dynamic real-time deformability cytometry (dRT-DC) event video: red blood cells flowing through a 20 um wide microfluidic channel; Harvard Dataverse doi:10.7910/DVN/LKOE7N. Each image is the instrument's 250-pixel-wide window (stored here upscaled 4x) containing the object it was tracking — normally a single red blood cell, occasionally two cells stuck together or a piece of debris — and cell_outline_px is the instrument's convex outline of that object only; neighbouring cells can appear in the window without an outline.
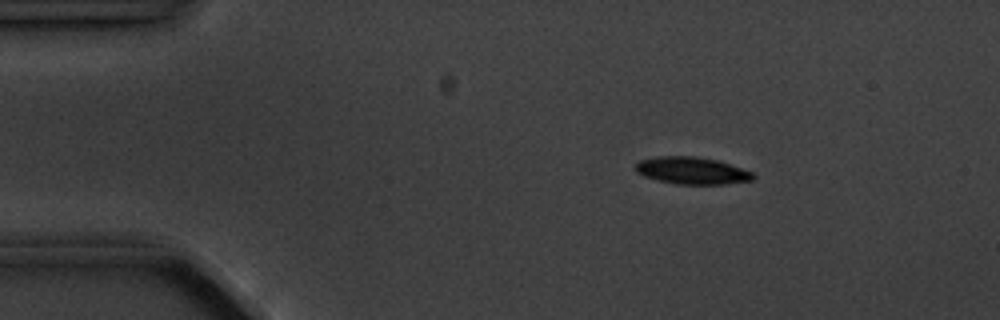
{"species": "common noctule bat (a hibernating species)", "species_latin": "Nyctalus noctula", "temperature_condition": "cold", "stored_images_in_passage": 3, "camera_frame_rate_fps": 3000, "um_per_image_px": 0.085, "animal": {"sex": "male", "body_mass_g": 20.1, "forearm_length_mm": 53.5}, "frame": {"image": 1, "passage_image": 2, "time_ms": 1.0, "image_size_px": [1000, 320], "cell_outline_px": [[756, 176], [752, 180], [724, 184], [676, 184], [644, 176], [636, 172], [632, 168], [640, 160], [656, 156], [692, 156], [716, 160], [752, 172]], "centroid_in_image_um": [58.76, 14.5], "position_along_channel_um": 26.2, "area_um2": 18.44}}